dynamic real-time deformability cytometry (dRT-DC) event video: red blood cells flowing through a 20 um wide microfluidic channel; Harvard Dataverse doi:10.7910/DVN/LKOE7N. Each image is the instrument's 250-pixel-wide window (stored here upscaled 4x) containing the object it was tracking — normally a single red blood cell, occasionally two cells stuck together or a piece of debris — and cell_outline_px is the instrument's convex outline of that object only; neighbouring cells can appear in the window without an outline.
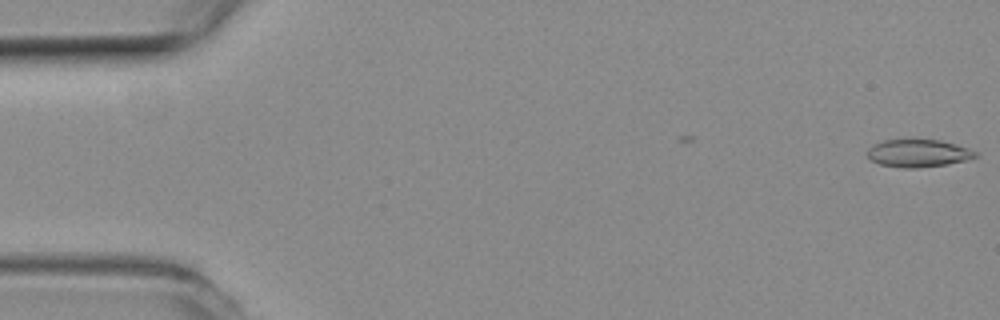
{"species": "common noctule bat (a hibernating species)", "species_latin": "Nyctalus noctula", "temperature_condition": "room temperature", "stored_images_in_passage": 9, "camera_frame_rate_fps": 3000, "um_per_image_px": 0.085, "animal": {"sex": "female", "body_mass_g": 19.3, "forearm_length_mm": 54.1}, "frame": {"image": 1, "passage_image": 1, "time_ms": 0.0, "image_size_px": [1000, 320], "cell_outline_px": [[976, 156], [964, 160], [948, 164], [916, 168], [900, 168], [880, 164], [872, 160], [868, 156], [868, 148], [872, 144], [884, 140], [940, 140], [968, 148], [976, 152]], "centroid_in_image_um": [78.01, 13.03], "position_along_channel_um": 7.0, "area_um2": 17.17}}